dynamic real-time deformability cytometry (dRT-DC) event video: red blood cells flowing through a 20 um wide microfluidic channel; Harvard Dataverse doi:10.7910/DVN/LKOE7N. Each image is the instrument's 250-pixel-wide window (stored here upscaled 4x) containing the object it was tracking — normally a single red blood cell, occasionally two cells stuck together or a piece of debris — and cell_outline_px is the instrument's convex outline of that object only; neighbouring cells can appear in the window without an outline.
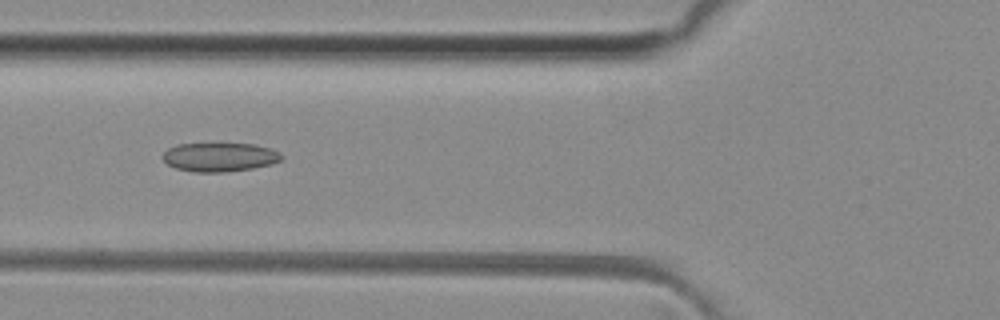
{"species": "common noctule bat (a hibernating species)", "species_latin": "Nyctalus noctula", "temperature_condition": "room temperature", "stored_images_in_passage": 40, "camera_frame_rate_fps": 3000, "um_per_image_px": 0.085, "animal": {"sex": "female", "body_mass_g": 29.2, "forearm_length_mm": 56.3}, "frame": {"image": 1, "passage_image": 9, "time_ms": 2.667, "image_size_px": [1000, 320], "cell_outline_px": [[284, 156], [280, 160], [272, 164], [252, 168], [224, 172], [192, 172], [176, 168], [168, 164], [160, 156], [168, 148], [176, 144], [252, 144], [272, 148], [280, 152]], "centroid_in_image_um": [18.67, 13.35], "position_along_channel_um": 107.1, "area_um2": 20.06}}
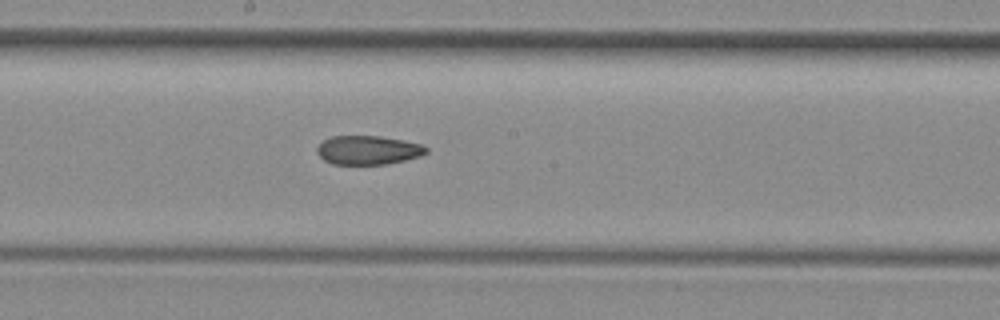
{"frame": {"image": 2, "passage_image": 17, "time_ms": 5.333, "image_size_px": [1000, 320], "cell_outline_px": [[428, 152], [420, 156], [404, 160], [384, 164], [332, 164], [324, 160], [316, 152], [316, 148], [324, 140], [332, 136], [380, 136], [420, 144], [428, 148]], "centroid_in_image_um": [31.26, 12.76], "position_along_channel_um": 216.9, "area_um2": 18.21}}
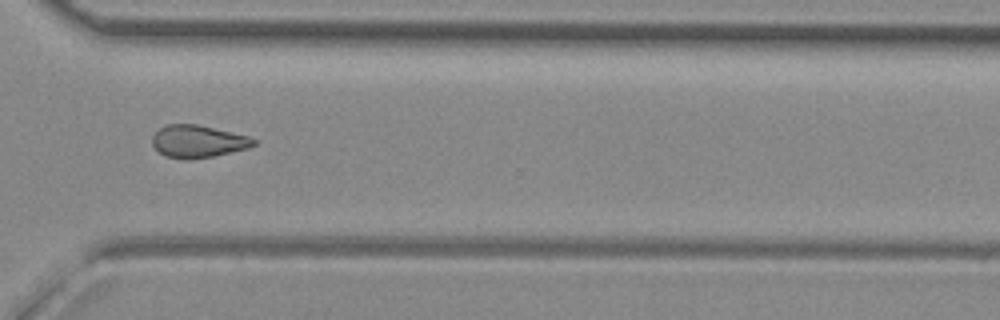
{"frame": {"image": 3, "passage_image": 27, "time_ms": 8.667, "image_size_px": [1000, 320], "cell_outline_px": [[256, 144], [248, 148], [212, 156], [188, 160], [184, 160], [164, 156], [152, 144], [152, 136], [160, 128], [168, 124], [196, 124], [248, 136], [256, 140]], "centroid_in_image_um": [16.8, 12.03], "position_along_channel_um": 353.8, "area_um2": 19.02}, "authors_computed_cell_mechanics": {"area_um2": 19.3052, "velocity_mm_per_s": 4.1081, "shape_relaxation_time_tau1_ms": null, "shape_relaxation_time_tau2_ms": 4.5476, "deformation_change_tau1": null, "deformation_change_tau2": 0.112}}